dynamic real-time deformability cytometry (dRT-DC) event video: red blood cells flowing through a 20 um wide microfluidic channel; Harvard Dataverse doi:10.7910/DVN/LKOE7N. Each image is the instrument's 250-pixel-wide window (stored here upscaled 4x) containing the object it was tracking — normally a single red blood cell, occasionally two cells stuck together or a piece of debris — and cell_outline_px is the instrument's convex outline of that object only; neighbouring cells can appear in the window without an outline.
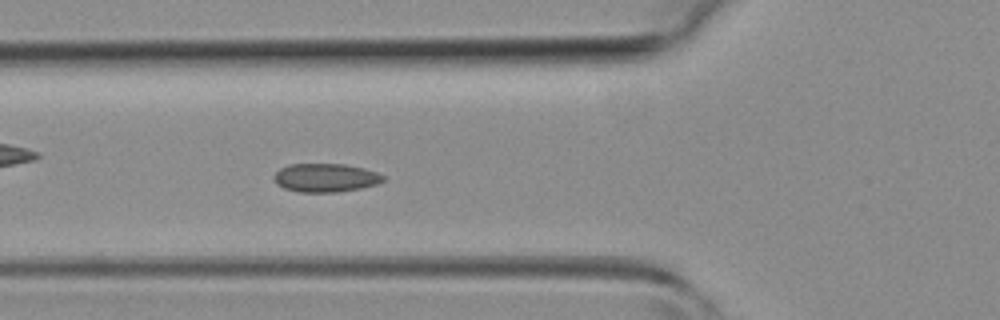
{"species": "common noctule bat (a hibernating species)", "species_latin": "Nyctalus noctula", "temperature_condition": "room temperature", "stored_images_in_passage": 34, "camera_frame_rate_fps": 3000, "um_per_image_px": 0.085, "animal": {"sex": "female", "body_mass_g": 19.3, "forearm_length_mm": 54.1}, "frame": {"image": 1, "passage_image": 4, "time_ms": 1.0, "image_size_px": [1000, 320], "cell_outline_px": [[384, 180], [376, 184], [360, 188], [336, 192], [300, 192], [284, 188], [276, 184], [272, 180], [272, 176], [280, 168], [288, 164], [344, 164], [364, 168], [376, 172], [384, 176]], "centroid_in_image_um": [27.61, 15.1], "position_along_channel_um": 98.2, "area_um2": 18.21}}
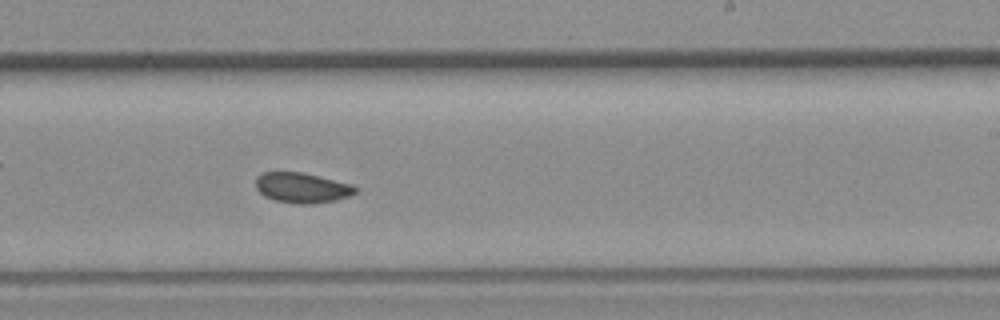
{"frame": {"image": 2, "passage_image": 15, "time_ms": 4.667, "image_size_px": [1000, 320], "cell_outline_px": [[356, 192], [352, 196], [336, 200], [312, 204], [296, 204], [276, 200], [264, 196], [256, 188], [256, 176], [260, 172], [300, 172], [352, 184], [356, 188]], "centroid_in_image_um": [25.66, 15.96], "position_along_channel_um": 263.3, "area_um2": 17.57}}
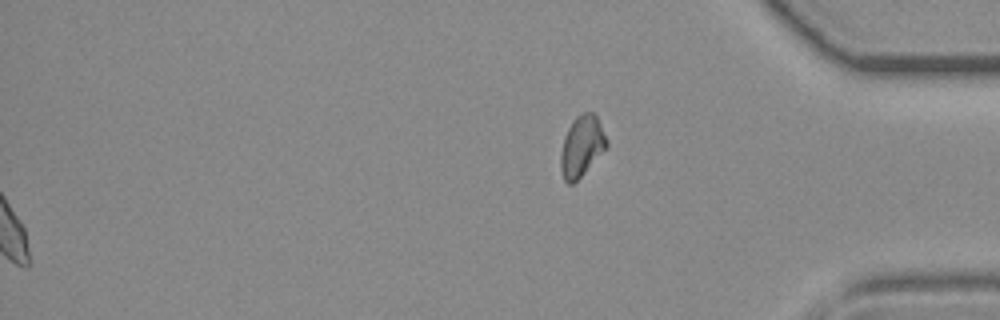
{"frame": {"image": 3, "passage_image": 34, "time_ms": 11.0, "image_size_px": [1000, 320], "cell_outline_px": [[608, 148], [572, 184], [568, 184], [564, 180], [560, 168], [560, 156], [564, 136], [572, 120], [576, 116], [584, 112], [596, 112], [608, 140]], "centroid_in_image_um": [49.47, 12.39], "position_along_channel_um": 385.7, "area_um2": 16.53}}